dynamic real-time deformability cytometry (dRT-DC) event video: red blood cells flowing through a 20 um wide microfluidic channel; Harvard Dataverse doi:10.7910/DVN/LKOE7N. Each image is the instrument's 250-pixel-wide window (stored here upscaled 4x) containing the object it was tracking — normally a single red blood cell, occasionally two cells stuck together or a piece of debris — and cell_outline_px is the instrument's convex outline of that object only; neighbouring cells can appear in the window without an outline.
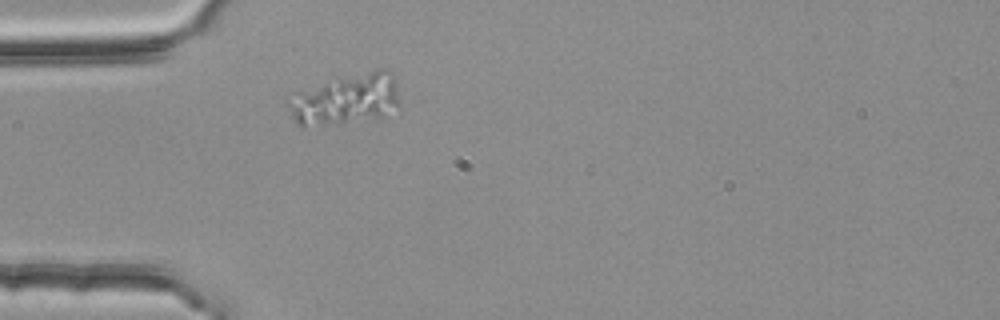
{"species": "common noctule bat (a hibernating species)", "species_latin": "Nyctalus noctula", "temperature_condition": "room temperature", "stored_images_in_passage": 1, "camera_frame_rate_fps": 3000, "um_per_image_px": 0.085, "animal": {"sex": "female", "body_mass_g": 25.1}, "frame": {"image": 1, "passage_image": 1, "time_ms": 0.0, "image_size_px": [1000, 320], "cell_outline_px": [[400, 108], [384, 116], [300, 128], [296, 124], [284, 104], [284, 96], [296, 92], [376, 68], [388, 68], [392, 72], [400, 100]], "centroid_in_image_um": [29.36, 8.46], "position_along_channel_um": 55.6, "area_um2": 33.23}}